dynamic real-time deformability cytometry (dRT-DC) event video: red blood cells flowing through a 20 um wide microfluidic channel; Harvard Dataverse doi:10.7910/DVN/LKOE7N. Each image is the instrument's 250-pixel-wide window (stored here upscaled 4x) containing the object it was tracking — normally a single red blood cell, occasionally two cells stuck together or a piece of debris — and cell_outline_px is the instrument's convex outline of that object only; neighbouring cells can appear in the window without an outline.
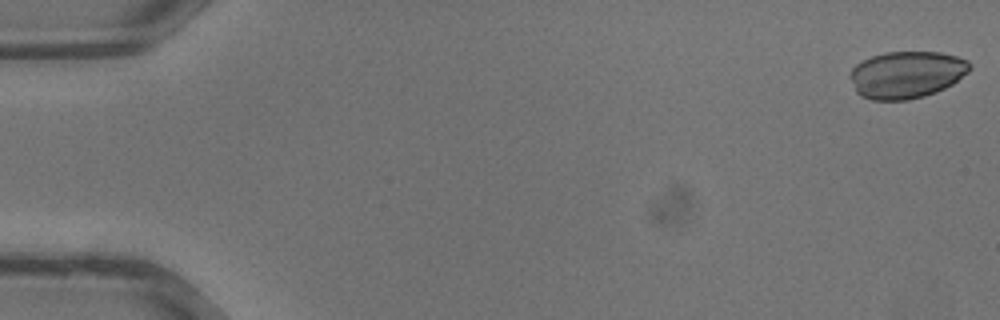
{"species": "common noctule bat (a hibernating species)", "species_latin": "Nyctalus noctula", "temperature_condition": "warm", "stored_images_in_passage": 35, "camera_frame_rate_fps": 3000, "um_per_image_px": 0.085, "animal": {"sex": "male", "body_mass_g": 13.3}, "frame": {"image": 1, "passage_image": 1, "time_ms": 0.0, "image_size_px": [1000, 320], "cell_outline_px": [[972, 68], [968, 72], [952, 84], [936, 92], [924, 96], [908, 100], [872, 100], [860, 96], [856, 92], [848, 76], [852, 68], [856, 64], [872, 56], [884, 52], [940, 52], [956, 56], [968, 60], [972, 64]], "centroid_in_image_um": [77.05, 6.35], "position_along_channel_um": 8.0, "area_um2": 33.06}}
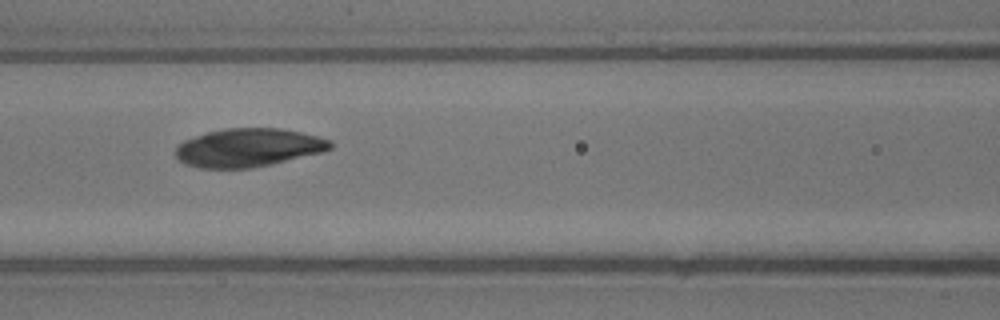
{"frame": {"image": 2, "passage_image": 16, "time_ms": 5.0, "image_size_px": [1000, 320], "cell_outline_px": [[332, 148], [324, 152], [272, 164], [252, 168], [200, 168], [184, 164], [176, 160], [176, 148], [184, 140], [208, 132], [228, 128], [280, 128], [300, 132], [332, 140]], "centroid_in_image_um": [21.12, 12.56], "position_along_channel_um": 145.5, "area_um2": 34.68}}
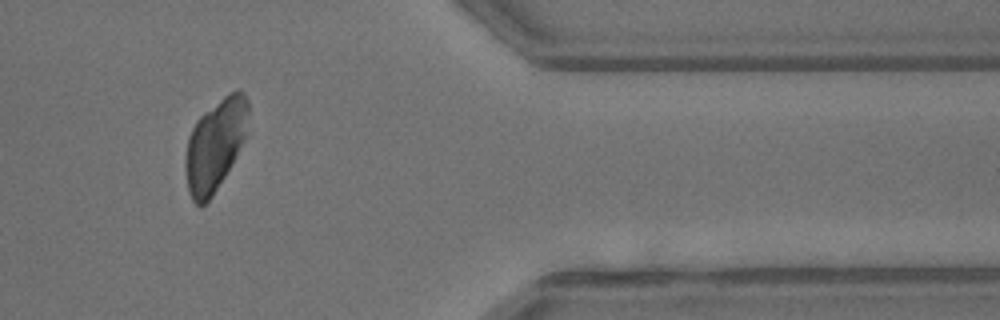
{"frame": {"image": 3, "passage_image": 30, "time_ms": 9.667, "image_size_px": [1000, 320], "cell_outline_px": [[248, 112], [244, 136], [232, 164], [212, 196], [200, 208], [192, 200], [188, 192], [184, 168], [184, 160], [188, 136], [196, 120], [204, 112], [228, 92], [244, 92], [248, 100]], "centroid_in_image_um": [18.23, 12.35], "position_along_channel_um": 393.2, "area_um2": 33.29}}